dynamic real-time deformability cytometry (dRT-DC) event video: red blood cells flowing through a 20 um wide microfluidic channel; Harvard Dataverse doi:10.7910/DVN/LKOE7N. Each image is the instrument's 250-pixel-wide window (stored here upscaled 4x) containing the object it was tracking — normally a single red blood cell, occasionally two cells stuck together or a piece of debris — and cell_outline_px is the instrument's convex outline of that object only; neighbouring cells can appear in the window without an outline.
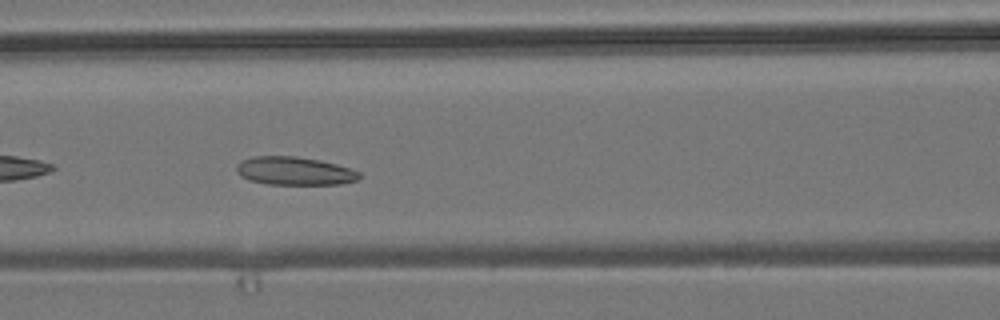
{"species": "common noctule bat (a hibernating species)", "species_latin": "Nyctalus noctula", "temperature_condition": "room temperature", "stored_images_in_passage": 14, "camera_frame_rate_fps": 3000, "um_per_image_px": 0.085, "animal": {"sex": "male", "body_mass_g": 19.2, "forearm_length_mm": 51.8}, "frame": {"image": 1, "passage_image": 8, "time_ms": 2.333, "image_size_px": [1000, 320], "cell_outline_px": [[360, 180], [340, 184], [268, 184], [252, 180], [240, 176], [236, 172], [236, 164], [252, 156], [296, 156], [320, 160], [352, 168], [360, 172]], "centroid_in_image_um": [25.07, 14.53], "position_along_channel_um": 141.5, "area_um2": 20.29}}
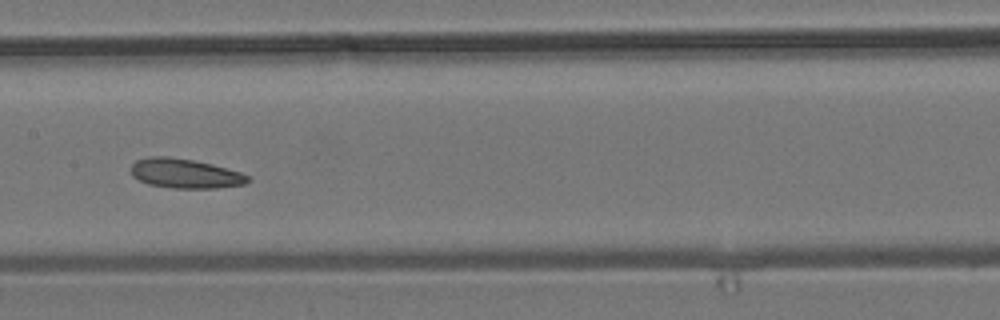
{"frame": {"image": 2, "passage_image": 12, "time_ms": 3.667, "image_size_px": [1000, 320], "cell_outline_px": [[252, 180], [244, 184], [216, 188], [172, 188], [148, 184], [132, 176], [132, 164], [136, 160], [148, 156], [168, 156], [192, 160], [212, 164], [240, 172], [248, 176]], "centroid_in_image_um": [15.73, 14.74], "position_along_channel_um": 191.7, "area_um2": 20.06}}